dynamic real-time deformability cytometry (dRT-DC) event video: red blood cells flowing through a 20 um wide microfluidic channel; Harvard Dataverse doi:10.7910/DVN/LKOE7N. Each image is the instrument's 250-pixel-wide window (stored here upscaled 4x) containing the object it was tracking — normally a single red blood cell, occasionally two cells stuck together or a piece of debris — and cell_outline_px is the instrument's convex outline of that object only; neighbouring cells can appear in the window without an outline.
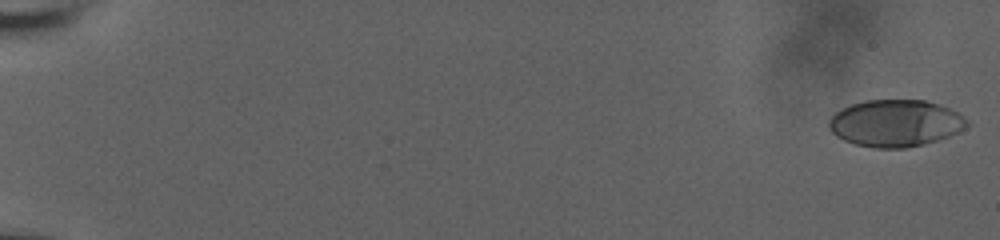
{"species": "human", "species_latin": "Homo sapiens", "temperature_condition": "room temperature", "stored_images_in_passage": 25, "camera_frame_rate_fps": 3000, "um_per_image_px": 0.085, "donor": {"sex": "male"}, "frame": {"image": 1, "passage_image": 1, "time_ms": 0.0, "image_size_px": [1000, 240], "cell_outline_px": [[972, 124], [960, 132], [924, 144], [904, 148], [872, 148], [856, 144], [844, 140], [836, 136], [828, 128], [828, 120], [840, 108], [852, 104], [868, 100], [924, 100], [940, 104], [964, 116]], "centroid_in_image_um": [76.13, 10.47], "position_along_channel_um": 8.9, "area_um2": 37.97}}
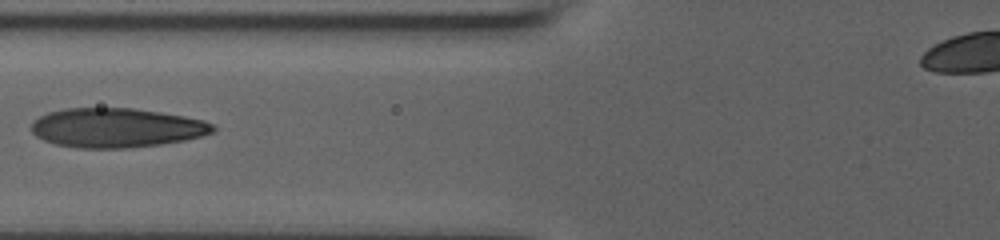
{"frame": {"image": 2, "passage_image": 15, "time_ms": 4.667, "image_size_px": [1000, 240], "cell_outline_px": [[216, 128], [212, 132], [200, 136], [184, 140], [160, 144], [124, 148], [76, 148], [56, 144], [44, 140], [36, 136], [32, 132], [32, 120], [48, 112], [64, 108], [132, 108], [160, 112], [184, 116], [204, 120], [212, 124]], "centroid_in_image_um": [9.86, 10.85], "position_along_channel_um": 115.9, "area_um2": 41.56}}
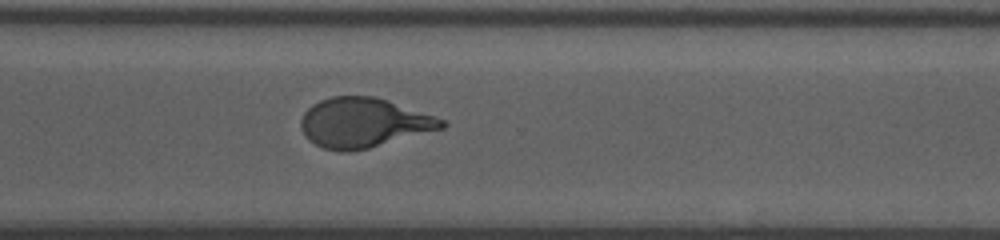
{"frame": {"image": 3, "passage_image": 25, "time_ms": 8.0, "image_size_px": [1000, 240], "cell_outline_px": [[448, 124], [444, 128], [368, 148], [348, 152], [340, 152], [324, 148], [308, 140], [304, 136], [300, 124], [300, 120], [304, 112], [312, 104], [320, 100], [332, 96], [376, 96], [436, 116], [444, 120]], "centroid_in_image_um": [30.89, 10.43], "position_along_channel_um": 339.7, "area_um2": 40.81}}